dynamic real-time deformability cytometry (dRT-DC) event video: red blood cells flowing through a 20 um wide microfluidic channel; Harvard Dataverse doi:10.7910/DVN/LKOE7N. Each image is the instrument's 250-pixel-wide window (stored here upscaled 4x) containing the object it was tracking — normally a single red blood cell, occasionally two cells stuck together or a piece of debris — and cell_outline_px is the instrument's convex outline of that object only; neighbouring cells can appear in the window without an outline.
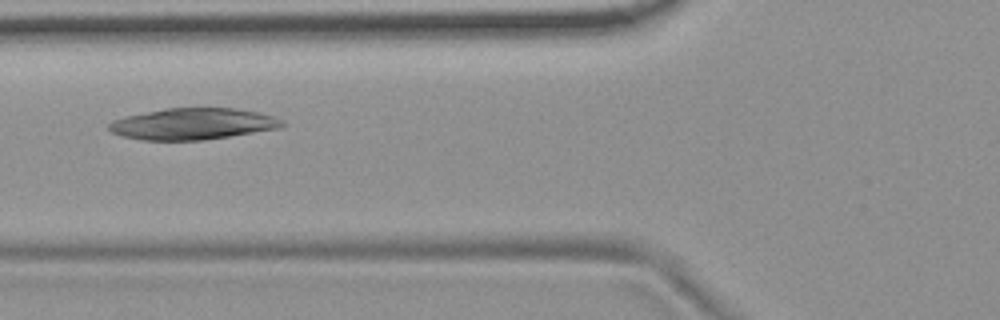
{"species": "common noctule bat (a hibernating species)", "species_latin": "Nyctalus noctula", "temperature_condition": "room temperature", "stored_images_in_passage": 6, "camera_frame_rate_fps": 3000, "um_per_image_px": 0.085, "animal": {"sex": "female", "body_mass_g": 19.9}, "frame": {"image": 1, "passage_image": 6, "time_ms": 1.667, "image_size_px": [1000, 320], "cell_outline_px": [[284, 124], [280, 128], [228, 136], [200, 140], [140, 140], [124, 136], [112, 132], [108, 128], [108, 124], [112, 120], [124, 116], [164, 108], [236, 108], [260, 112], [284, 120]], "centroid_in_image_um": [16.37, 10.52], "position_along_channel_um": 109.4, "area_um2": 31.67}}